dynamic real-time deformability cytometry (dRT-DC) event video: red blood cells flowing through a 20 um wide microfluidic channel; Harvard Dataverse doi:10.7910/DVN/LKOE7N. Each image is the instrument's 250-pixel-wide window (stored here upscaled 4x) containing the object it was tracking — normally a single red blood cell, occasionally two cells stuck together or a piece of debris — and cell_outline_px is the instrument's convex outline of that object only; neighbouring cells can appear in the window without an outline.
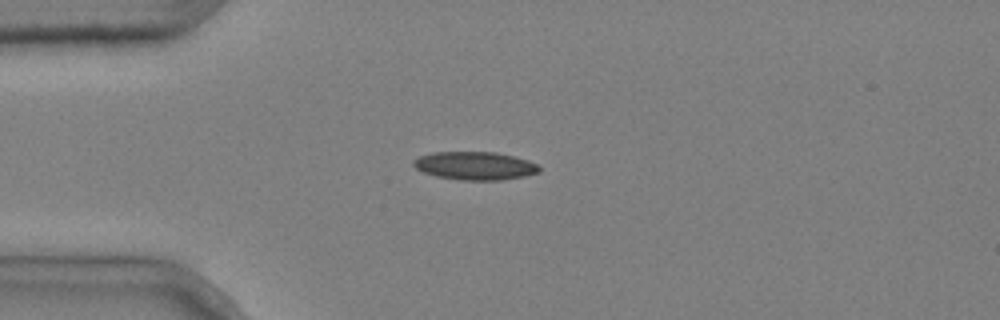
{"species": "common noctule bat (a hibernating species)", "species_latin": "Nyctalus noctula", "temperature_condition": "cold", "stored_images_in_passage": 5, "camera_frame_rate_fps": 3000, "um_per_image_px": 0.085, "animal": {"sex": "male", "body_mass_g": 20.4}, "frame": {"image": 1, "passage_image": 3, "time_ms": 0.667, "image_size_px": [1000, 320], "cell_outline_px": [[540, 172], [524, 176], [500, 180], [460, 180], [436, 176], [424, 172], [416, 168], [412, 164], [412, 160], [420, 156], [432, 152], [496, 152], [528, 160], [536, 164], [540, 168]], "centroid_in_image_um": [40.35, 14.09], "position_along_channel_um": 44.6, "area_um2": 20.58}}